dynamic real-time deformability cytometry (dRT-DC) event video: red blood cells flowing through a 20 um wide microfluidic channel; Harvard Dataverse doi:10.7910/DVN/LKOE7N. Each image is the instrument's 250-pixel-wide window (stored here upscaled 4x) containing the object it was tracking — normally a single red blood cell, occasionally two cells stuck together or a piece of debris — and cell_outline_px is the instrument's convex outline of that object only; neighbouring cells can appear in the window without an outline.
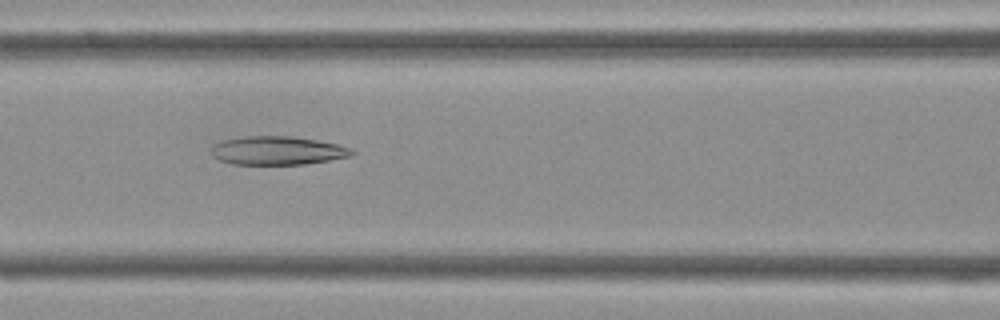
{"species": "Egyptian fruit bat (a non-hibernating species)", "species_latin": "Rousettus aegyptiacus", "temperature_condition": "cold", "stored_images_in_passage": 33, "camera_frame_rate_fps": 3000, "um_per_image_px": 0.085, "frame": {"image": 1, "passage_image": 8, "time_ms": 2.333, "image_size_px": [1000, 320], "cell_outline_px": [[356, 152], [352, 156], [304, 164], [232, 164], [220, 160], [212, 156], [212, 144], [224, 140], [244, 136], [292, 136], [340, 144], [352, 148]], "centroid_in_image_um": [23.61, 12.79], "position_along_channel_um": 143.0, "area_um2": 23.47}}
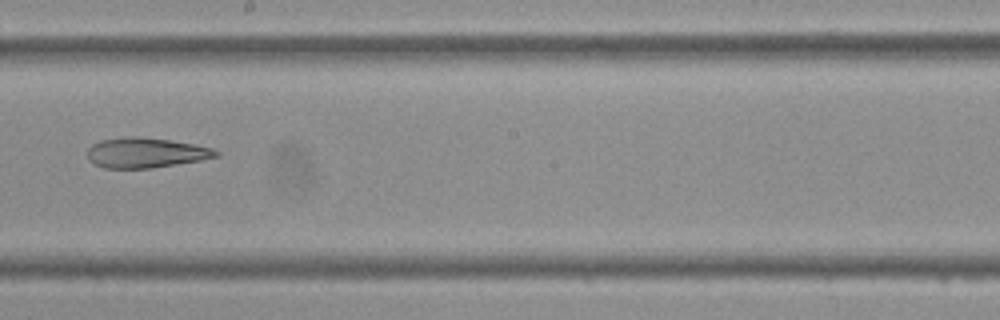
{"frame": {"image": 2, "passage_image": 14, "time_ms": 4.333, "image_size_px": [1000, 320], "cell_outline_px": [[220, 156], [200, 160], [152, 168], [104, 168], [88, 160], [88, 148], [92, 144], [100, 140], [128, 136], [140, 136], [196, 144], [212, 148], [220, 152]], "centroid_in_image_um": [12.39, 12.97], "position_along_channel_um": 235.8, "area_um2": 22.6}}
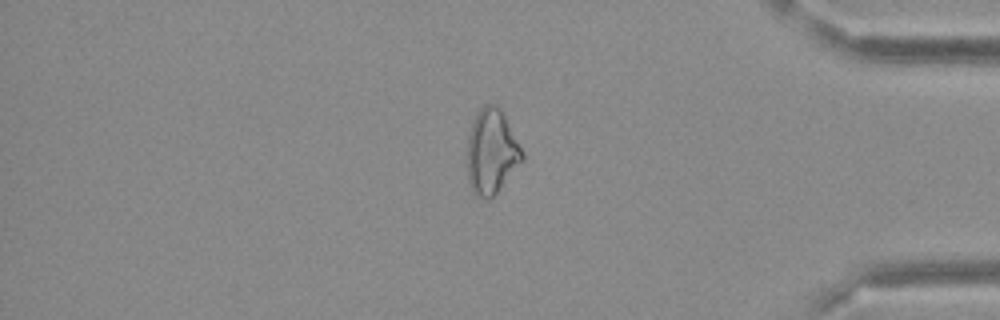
{"frame": {"image": 3, "passage_image": 26, "time_ms": 8.333, "image_size_px": [1000, 320], "cell_outline_px": [[524, 160], [492, 200], [484, 200], [472, 192], [468, 184], [468, 136], [472, 120], [476, 112], [484, 104], [496, 104], [500, 108], [524, 152]], "centroid_in_image_um": [41.79, 12.94], "position_along_channel_um": 393.4, "area_um2": 27.69}}